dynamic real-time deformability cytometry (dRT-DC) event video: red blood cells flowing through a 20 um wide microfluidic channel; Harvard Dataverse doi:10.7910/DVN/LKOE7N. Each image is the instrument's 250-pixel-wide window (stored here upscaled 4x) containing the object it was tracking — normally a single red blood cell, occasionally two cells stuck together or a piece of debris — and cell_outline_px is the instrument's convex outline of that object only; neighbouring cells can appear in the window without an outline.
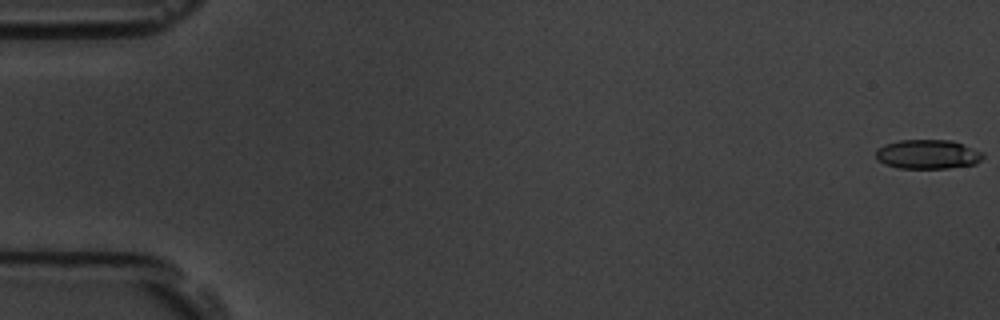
{"species": "common noctule bat (a hibernating species)", "species_latin": "Nyctalus noctula", "temperature_condition": "room temperature", "stored_images_in_passage": 58, "camera_frame_rate_fps": 3000, "um_per_image_px": 0.085, "animal": {"sex": "male", "body_mass_g": 19.5, "forearm_length_mm": 54.6}, "frame": {"image": 1, "passage_image": 1, "time_ms": 0.0, "image_size_px": [1000, 320], "cell_outline_px": [[984, 156], [976, 164], [948, 168], [900, 168], [884, 164], [876, 160], [876, 152], [884, 144], [900, 140], [952, 140], [984, 152]], "centroid_in_image_um": [78.87, 13.11], "position_along_channel_um": 6.1, "area_um2": 18.32}}
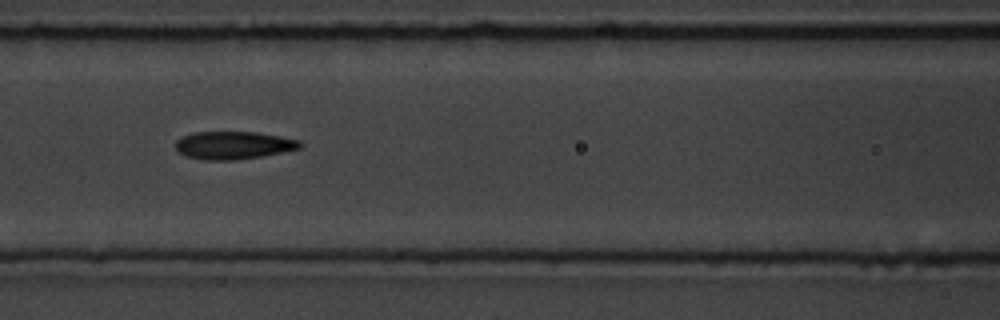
{"frame": {"image": 2, "passage_image": 26, "time_ms": 8.333, "image_size_px": [1000, 320], "cell_outline_px": [[304, 144], [300, 148], [264, 156], [236, 160], [204, 160], [188, 156], [180, 152], [176, 148], [176, 140], [192, 132], [256, 132], [280, 136], [300, 140]], "centroid_in_image_um": [19.88, 12.34], "position_along_channel_um": 146.7, "area_um2": 20.17}}
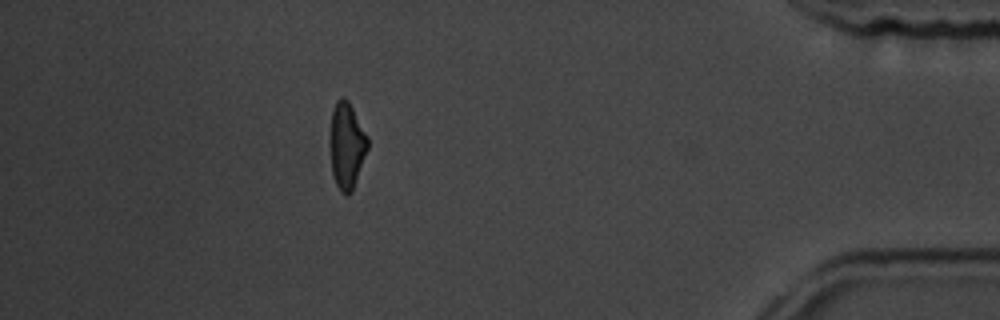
{"frame": {"image": 3, "passage_image": 52, "time_ms": 17.0, "image_size_px": [1000, 320], "cell_outline_px": [[368, 148], [352, 192], [340, 192], [336, 184], [332, 172], [332, 112], [336, 100], [340, 96], [344, 96], [348, 100], [368, 136]], "centroid_in_image_um": [29.51, 12.34], "position_along_channel_um": 405.7, "area_um2": 18.32}, "authors_computed_cell_mechanics": {"area_um2": 19.3919, "velocity_mm_per_s": 3.5545, "shape_relaxation_time_tau1_ms": 4.3872, "shape_relaxation_time_tau2_ms": 3.5623, "deformation_change_tau1": 0.1424, "deformation_change_tau2": 0.1336}}